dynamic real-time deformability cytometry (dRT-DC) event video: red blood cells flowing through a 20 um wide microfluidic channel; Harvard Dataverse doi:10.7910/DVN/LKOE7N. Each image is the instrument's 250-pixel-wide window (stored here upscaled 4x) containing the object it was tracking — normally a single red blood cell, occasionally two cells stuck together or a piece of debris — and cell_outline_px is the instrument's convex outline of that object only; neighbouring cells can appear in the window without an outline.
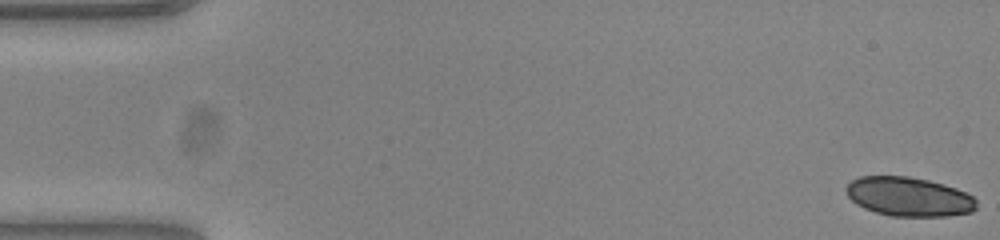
{"species": "common noctule bat (a hibernating species)", "species_latin": "Nyctalus noctula", "temperature_condition": "warm", "stored_images_in_passage": 53, "camera_frame_rate_fps": 3000, "um_per_image_px": 0.085, "animal": {"sex": "female", "body_mass_g": 23.0, "forearm_length_mm": 53.4}, "frame": {"image": 1, "passage_image": 1, "time_ms": 0.0, "image_size_px": [1000, 240], "cell_outline_px": [[976, 208], [972, 212], [944, 216], [892, 216], [876, 212], [864, 208], [856, 204], [848, 196], [844, 188], [852, 180], [860, 176], [908, 176], [928, 180], [944, 184], [956, 188], [972, 196], [976, 200]], "centroid_in_image_um": [77.23, 16.71], "position_along_channel_um": 7.8, "area_um2": 29.71}}
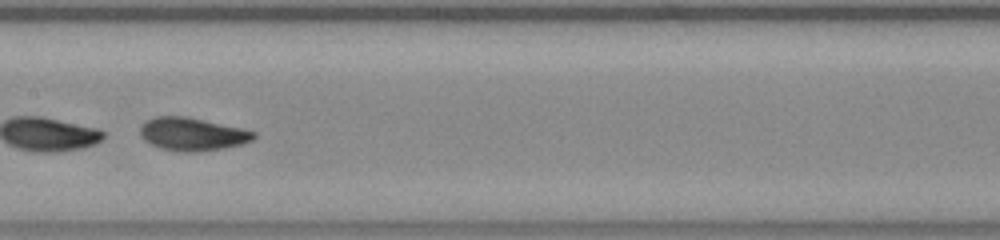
{"frame": {"image": 2, "passage_image": 27, "time_ms": 8.667, "image_size_px": [1000, 240], "cell_outline_px": [[256, 136], [252, 140], [240, 144], [224, 148], [192, 152], [180, 152], [160, 148], [144, 140], [140, 136], [140, 128], [144, 120], [156, 116], [184, 116], [240, 128], [256, 132]], "centroid_in_image_um": [16.29, 11.4], "position_along_channel_um": 191.1, "area_um2": 21.68}}